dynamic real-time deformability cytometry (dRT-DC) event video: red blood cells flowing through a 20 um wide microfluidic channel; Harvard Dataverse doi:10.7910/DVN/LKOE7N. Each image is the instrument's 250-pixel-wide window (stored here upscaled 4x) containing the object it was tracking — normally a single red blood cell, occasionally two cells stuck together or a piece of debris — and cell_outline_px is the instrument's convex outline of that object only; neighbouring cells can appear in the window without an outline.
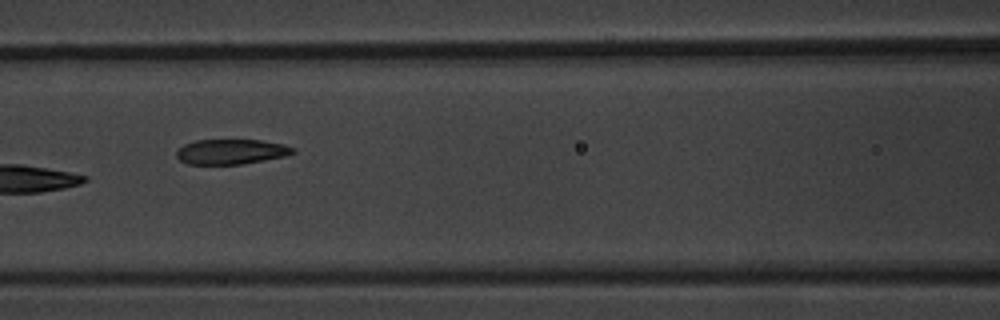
{"species": "common noctule bat (a hibernating species)", "species_latin": "Nyctalus noctula", "temperature_condition": "warm", "stored_images_in_passage": 4, "camera_frame_rate_fps": 3000, "um_per_image_px": 0.085, "animal": {"sex": "male", "body_mass_g": 20.1, "forearm_length_mm": 53.5}, "frame": {"image": 1, "passage_image": 4, "time_ms": 3.667, "image_size_px": [1000, 320], "cell_outline_px": [[296, 152], [284, 156], [244, 164], [188, 164], [180, 160], [176, 156], [176, 152], [184, 144], [196, 140], [260, 140], [284, 144], [296, 148]], "centroid_in_image_um": [19.67, 12.89], "position_along_channel_um": 146.9, "area_um2": 16.99}}